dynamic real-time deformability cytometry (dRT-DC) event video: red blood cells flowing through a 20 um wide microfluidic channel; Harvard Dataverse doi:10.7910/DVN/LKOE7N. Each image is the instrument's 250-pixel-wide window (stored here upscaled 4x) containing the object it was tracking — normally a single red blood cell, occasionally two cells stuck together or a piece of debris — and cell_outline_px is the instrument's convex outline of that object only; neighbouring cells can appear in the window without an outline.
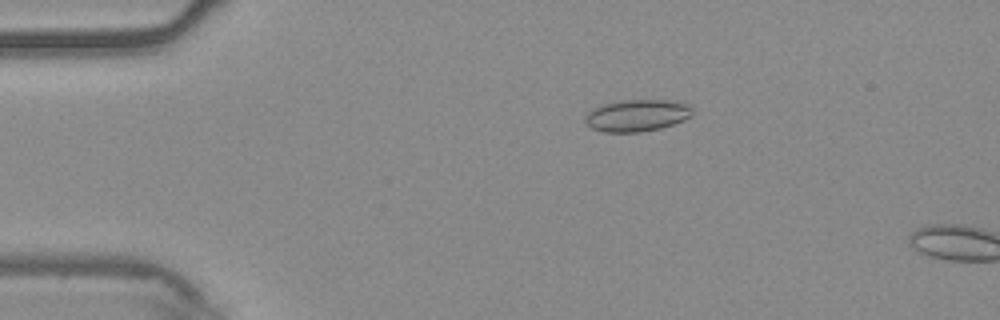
{"species": "common noctule bat (a hibernating species)", "species_latin": "Nyctalus noctula", "temperature_condition": "warm", "stored_images_in_passage": 7, "camera_frame_rate_fps": 3000, "um_per_image_px": 0.085, "animal": {"sex": "male", "body_mass_g": 20.4}, "frame": {"image": 1, "passage_image": 5, "time_ms": 1.333, "image_size_px": [1000, 320], "cell_outline_px": [[692, 116], [684, 120], [660, 128], [640, 132], [604, 132], [592, 128], [584, 120], [584, 116], [592, 108], [604, 104], [620, 100], [668, 100], [688, 104], [692, 108]], "centroid_in_image_um": [54.13, 9.81], "position_along_channel_um": 30.9, "area_um2": 19.94}}